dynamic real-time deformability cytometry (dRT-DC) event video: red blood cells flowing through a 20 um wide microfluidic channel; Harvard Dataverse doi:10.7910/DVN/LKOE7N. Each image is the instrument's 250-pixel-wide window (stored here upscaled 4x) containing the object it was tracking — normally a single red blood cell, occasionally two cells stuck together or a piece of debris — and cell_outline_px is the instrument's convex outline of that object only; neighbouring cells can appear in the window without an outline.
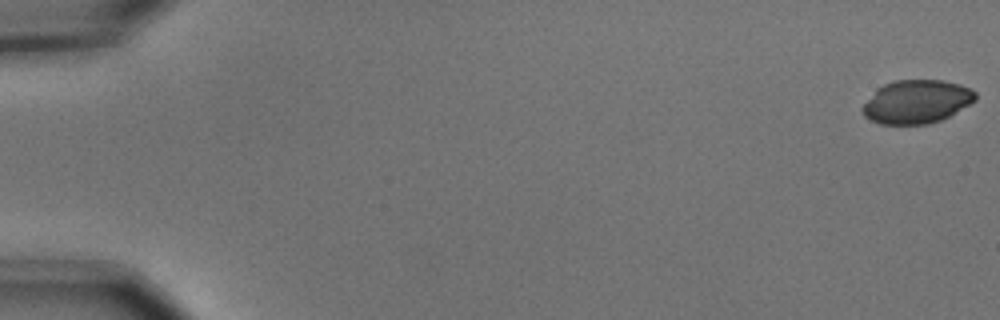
{"species": "common noctule bat (a hibernating species)", "species_latin": "Nyctalus noctula", "temperature_condition": "cold", "stored_images_in_passage": 5, "camera_frame_rate_fps": 3000, "um_per_image_px": 0.085, "animal": {"sex": "male", "body_mass_g": 15.6}, "frame": {"image": 1, "passage_image": 1, "time_ms": 0.0, "image_size_px": [1000, 320], "cell_outline_px": [[976, 100], [948, 116], [940, 120], [928, 124], [880, 124], [864, 116], [860, 108], [876, 88], [884, 84], [896, 80], [940, 80], [960, 84], [972, 88], [976, 92]], "centroid_in_image_um": [77.89, 8.64], "position_along_channel_um": 7.1, "area_um2": 28.61}}
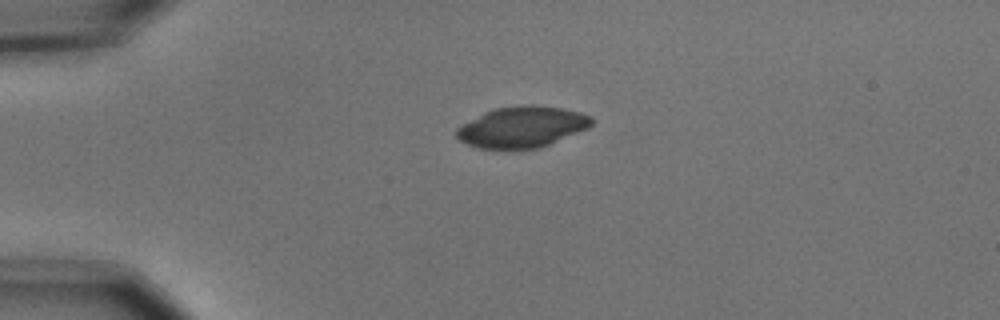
{"frame": {"image": 2, "passage_image": 4, "time_ms": 1.0, "image_size_px": [1000, 320], "cell_outline_px": [[592, 124], [588, 128], [540, 148], [480, 148], [468, 144], [460, 140], [456, 136], [456, 128], [484, 112], [492, 108], [520, 104], [532, 104], [560, 108], [580, 112], [592, 116]], "centroid_in_image_um": [44.38, 10.77], "position_along_channel_um": 40.6, "area_um2": 32.19}}